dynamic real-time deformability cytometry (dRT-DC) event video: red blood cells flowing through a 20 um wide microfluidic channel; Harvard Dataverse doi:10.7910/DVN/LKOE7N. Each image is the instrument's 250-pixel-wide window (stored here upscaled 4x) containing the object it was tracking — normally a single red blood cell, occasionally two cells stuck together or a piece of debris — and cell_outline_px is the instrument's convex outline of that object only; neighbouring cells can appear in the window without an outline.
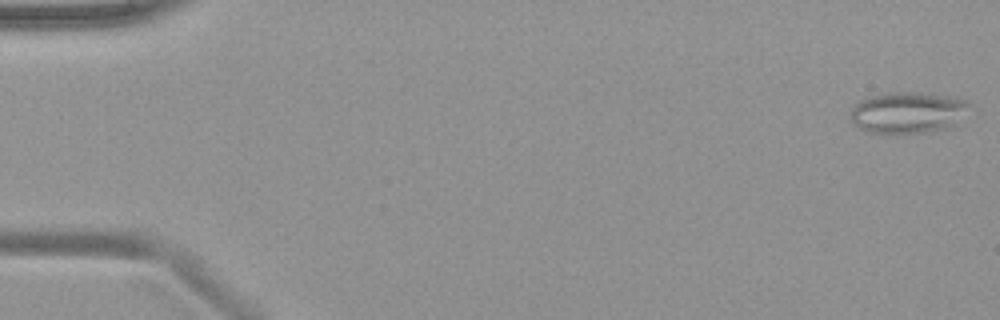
{"species": "common noctule bat (a hibernating species)", "species_latin": "Nyctalus noctula", "temperature_condition": "warm", "stored_images_in_passage": 49, "camera_frame_rate_fps": 3000, "um_per_image_px": 0.085, "animal": {"sex": "female", "body_mass_g": 19.9}, "frame": {"image": 1, "passage_image": 1, "time_ms": 0.0, "image_size_px": [1000, 320], "cell_outline_px": [[968, 104], [952, 124], [944, 128], [932, 132], [864, 132], [856, 128], [852, 124], [852, 104], [868, 96], [888, 92], [920, 92], [948, 96], [964, 100]], "centroid_in_image_um": [77.01, 9.55], "position_along_channel_um": 8.0, "area_um2": 28.03}}
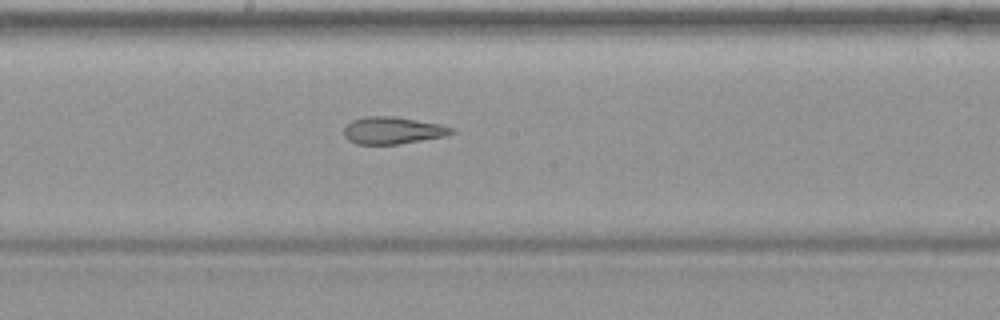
{"frame": {"image": 2, "passage_image": 27, "time_ms": 8.667, "image_size_px": [1000, 320], "cell_outline_px": [[456, 132], [444, 136], [400, 144], [356, 144], [348, 140], [344, 136], [344, 128], [352, 120], [364, 116], [392, 116], [440, 124], [456, 128]], "centroid_in_image_um": [33.39, 11.09], "position_along_channel_um": 214.8, "area_um2": 17.05}}
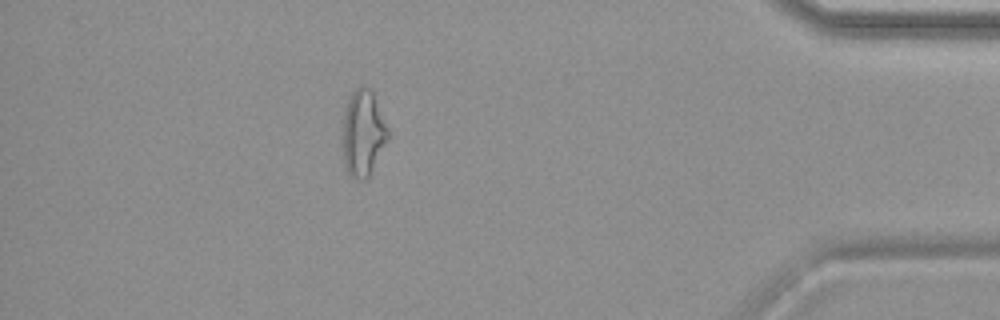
{"frame": {"image": 3, "passage_image": 44, "time_ms": 14.333, "image_size_px": [1000, 320], "cell_outline_px": [[388, 140], [368, 176], [364, 180], [360, 180], [348, 176], [344, 168], [344, 112], [348, 100], [352, 92], [360, 84], [364, 84], [372, 88], [388, 128]], "centroid_in_image_um": [30.87, 11.28], "position_along_channel_um": 404.3, "area_um2": 22.77}}